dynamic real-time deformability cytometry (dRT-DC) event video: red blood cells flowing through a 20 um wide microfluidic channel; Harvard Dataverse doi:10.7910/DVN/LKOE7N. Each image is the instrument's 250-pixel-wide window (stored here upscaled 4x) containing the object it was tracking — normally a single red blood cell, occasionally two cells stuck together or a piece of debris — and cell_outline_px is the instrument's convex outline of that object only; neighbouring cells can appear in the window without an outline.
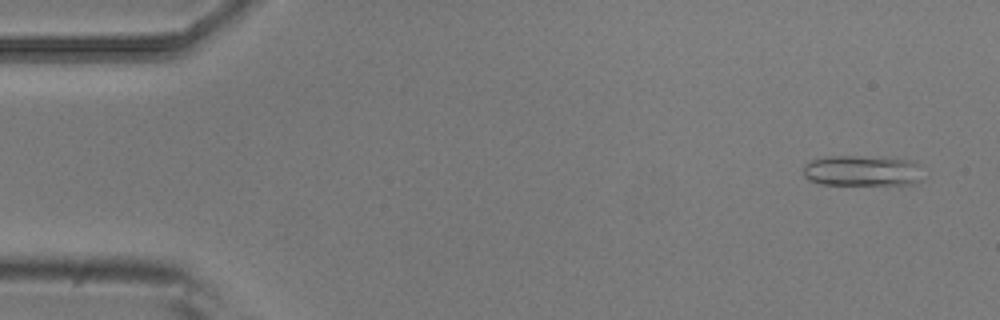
{"species": "common noctule bat (a hibernating species)", "species_latin": "Nyctalus noctula", "temperature_condition": "room temperature", "stored_images_in_passage": 9, "camera_frame_rate_fps": 3000, "um_per_image_px": 0.085, "animal": {"sex": "male", "body_mass_g": 20.5, "forearm_length_mm": 52.5}, "frame": {"image": 1, "passage_image": 1, "time_ms": 0.0, "image_size_px": [1000, 320], "cell_outline_px": [[924, 180], [912, 184], [820, 184], [808, 180], [804, 176], [804, 164], [812, 160], [828, 156], [856, 156], [916, 160], [920, 164]], "centroid_in_image_um": [73.34, 14.51], "position_along_channel_um": 11.7, "area_um2": 21.68}}
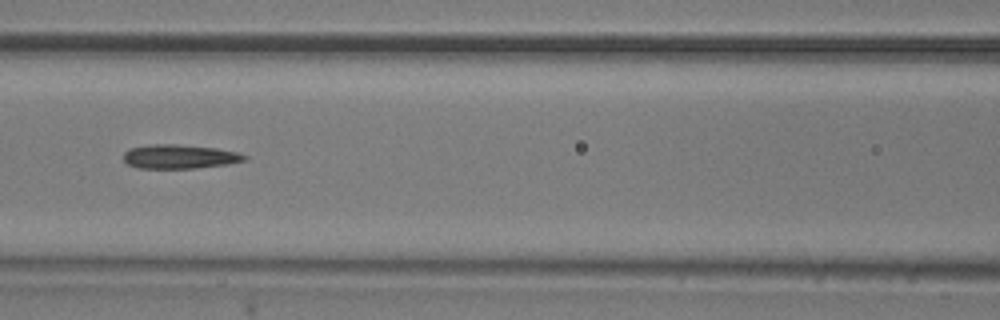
{"frame": {"image": 2, "passage_image": 6, "time_ms": 1.667, "image_size_px": [1000, 320], "cell_outline_px": [[248, 160], [228, 164], [196, 168], [140, 168], [128, 164], [124, 160], [124, 152], [128, 148], [152, 144], [176, 144], [216, 148], [236, 152], [248, 156]], "centroid_in_image_um": [15.27, 13.31], "position_along_channel_um": 151.3, "area_um2": 16.99}}
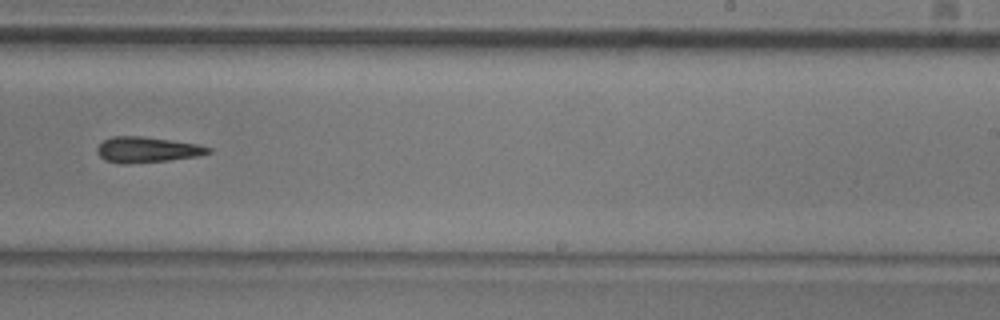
{"frame": {"image": 3, "passage_image": 9, "time_ms": 2.667, "image_size_px": [1000, 320], "cell_outline_px": [[212, 152], [200, 156], [168, 160], [128, 164], [120, 164], [104, 160], [96, 152], [96, 148], [104, 140], [112, 136], [140, 136], [200, 144], [212, 148]], "centroid_in_image_um": [12.51, 12.73], "position_along_channel_um": 276.5, "area_um2": 16.76}}